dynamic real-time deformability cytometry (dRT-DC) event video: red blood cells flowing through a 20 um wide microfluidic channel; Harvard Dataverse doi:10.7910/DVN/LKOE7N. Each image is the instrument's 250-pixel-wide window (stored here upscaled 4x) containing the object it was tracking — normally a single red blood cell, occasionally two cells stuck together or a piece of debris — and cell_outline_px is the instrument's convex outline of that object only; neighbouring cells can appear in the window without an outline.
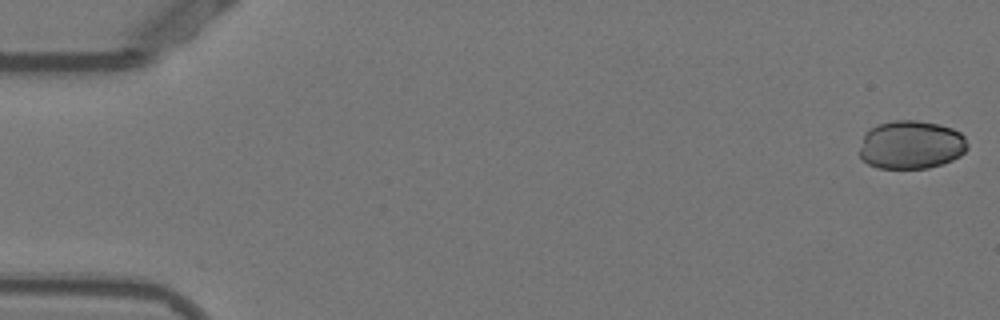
{"species": "Egyptian fruit bat (a non-hibernating species)", "species_latin": "Rousettus aegyptiacus", "temperature_condition": "warm", "stored_images_in_passage": 10, "camera_frame_rate_fps": 3000, "um_per_image_px": 0.085, "animal": {"sex": "female"}, "frame": {"image": 1, "passage_image": 1, "time_ms": 0.0, "image_size_px": [1000, 320], "cell_outline_px": [[968, 148], [960, 156], [952, 160], [928, 168], [876, 168], [868, 164], [860, 156], [860, 148], [864, 136], [872, 128], [880, 124], [896, 120], [916, 120], [936, 124], [952, 128], [960, 132], [964, 136], [968, 144]], "centroid_in_image_um": [77.47, 12.32], "position_along_channel_um": 7.5, "area_um2": 30.23}}